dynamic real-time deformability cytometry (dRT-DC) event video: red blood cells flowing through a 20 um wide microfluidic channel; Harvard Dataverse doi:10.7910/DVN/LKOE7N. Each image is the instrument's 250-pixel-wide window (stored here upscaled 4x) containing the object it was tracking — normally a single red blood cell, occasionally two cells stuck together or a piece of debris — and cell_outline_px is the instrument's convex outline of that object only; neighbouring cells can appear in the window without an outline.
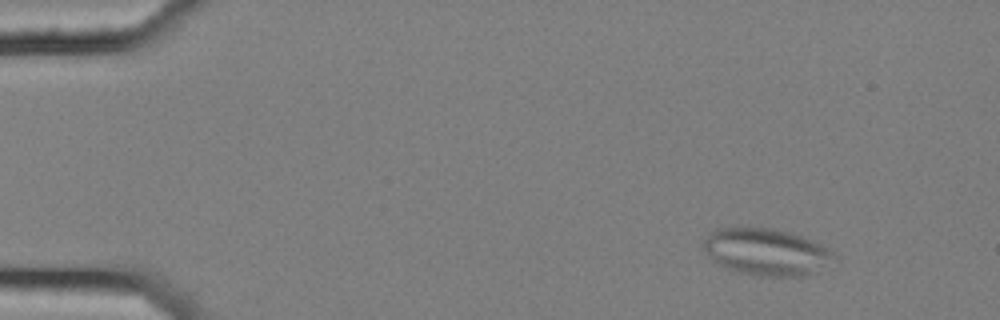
{"species": "common noctule bat (a hibernating species)", "species_latin": "Nyctalus noctula", "temperature_condition": "cold", "stored_images_in_passage": 6, "camera_frame_rate_fps": 3000, "um_per_image_px": 0.085, "animal": {"sex": "female", "body_mass_g": 25.1}, "frame": {"image": 1, "passage_image": 2, "time_ms": 0.333, "image_size_px": [1000, 320], "cell_outline_px": [[840, 264], [808, 276], [752, 276], [736, 272], [716, 264], [708, 256], [700, 244], [708, 232], [716, 228], [772, 228], [788, 232], [812, 240], [828, 248], [836, 256]], "centroid_in_image_um": [65.19, 21.45], "position_along_channel_um": 19.8, "area_um2": 36.88}}
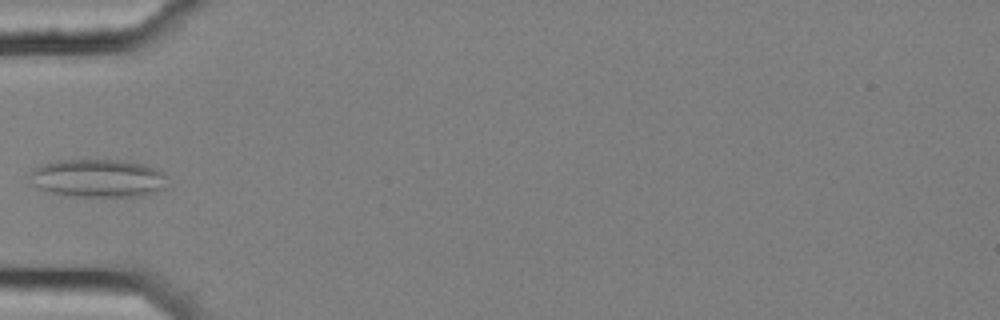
{"frame": {"image": 2, "passage_image": 6, "time_ms": 1.667, "image_size_px": [1000, 320], "cell_outline_px": [[164, 188], [156, 192], [140, 196], [72, 196], [52, 192], [40, 188], [28, 180], [28, 176], [32, 168], [56, 160], [120, 160], [144, 164], [160, 168], [164, 172]], "centroid_in_image_um": [8.32, 15.13], "position_along_channel_um": 76.7, "area_um2": 30.58}}